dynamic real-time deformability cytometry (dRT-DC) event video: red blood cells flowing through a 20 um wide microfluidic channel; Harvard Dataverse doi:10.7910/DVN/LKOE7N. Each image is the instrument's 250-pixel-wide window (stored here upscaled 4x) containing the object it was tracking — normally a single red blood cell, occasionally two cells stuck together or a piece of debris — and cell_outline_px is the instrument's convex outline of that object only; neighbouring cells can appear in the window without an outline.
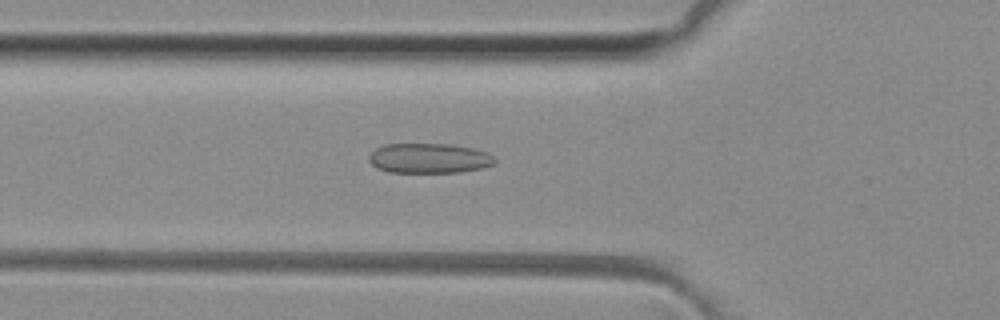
{"species": "common noctule bat (a hibernating species)", "species_latin": "Nyctalus noctula", "temperature_condition": "room temperature", "stored_images_in_passage": 34, "camera_frame_rate_fps": 3000, "um_per_image_px": 0.085, "animal": {"sex": "female", "body_mass_g": 29.2, "forearm_length_mm": 56.3}, "frame": {"image": 1, "passage_image": 8, "time_ms": 2.333, "image_size_px": [1000, 320], "cell_outline_px": [[496, 164], [484, 168], [460, 172], [388, 172], [376, 168], [368, 160], [368, 156], [376, 148], [384, 144], [452, 144], [472, 148], [488, 152], [496, 160]], "centroid_in_image_um": [36.49, 13.45], "position_along_channel_um": 89.3, "area_um2": 22.14}}
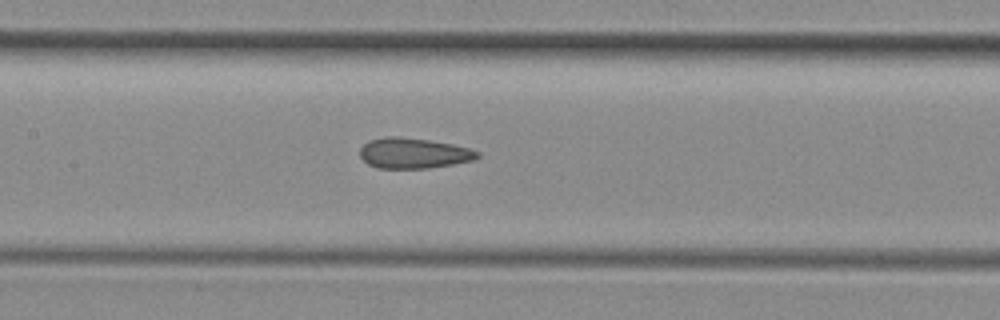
{"frame": {"image": 2, "passage_image": 14, "time_ms": 4.333, "image_size_px": [1000, 320], "cell_outline_px": [[480, 156], [472, 160], [452, 164], [428, 168], [380, 168], [368, 164], [360, 156], [360, 148], [368, 140], [388, 136], [396, 136], [428, 140], [452, 144], [468, 148], [480, 152]], "centroid_in_image_um": [35.13, 13.01], "position_along_channel_um": 172.3, "area_um2": 20.69}}
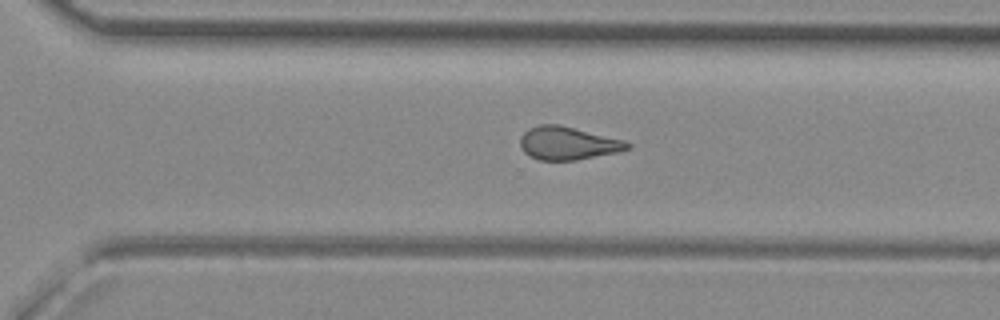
{"frame": {"image": 3, "passage_image": 25, "time_ms": 8.0, "image_size_px": [1000, 320], "cell_outline_px": [[632, 148], [616, 152], [576, 160], [540, 160], [528, 156], [520, 148], [520, 136], [528, 128], [540, 124], [560, 124], [624, 140], [632, 144]], "centroid_in_image_um": [48.24, 12.17], "position_along_channel_um": 322.4, "area_um2": 20.81}, "authors_computed_cell_mechanics": {"area_um2": 20.6346, "velocity_mm_per_s": 4.108, "shape_relaxation_time_tau1_ms": null, "shape_relaxation_time_tau2_ms": 2.3157, "deformation_change_tau1": null, "deformation_change_tau2": 0.0987}}